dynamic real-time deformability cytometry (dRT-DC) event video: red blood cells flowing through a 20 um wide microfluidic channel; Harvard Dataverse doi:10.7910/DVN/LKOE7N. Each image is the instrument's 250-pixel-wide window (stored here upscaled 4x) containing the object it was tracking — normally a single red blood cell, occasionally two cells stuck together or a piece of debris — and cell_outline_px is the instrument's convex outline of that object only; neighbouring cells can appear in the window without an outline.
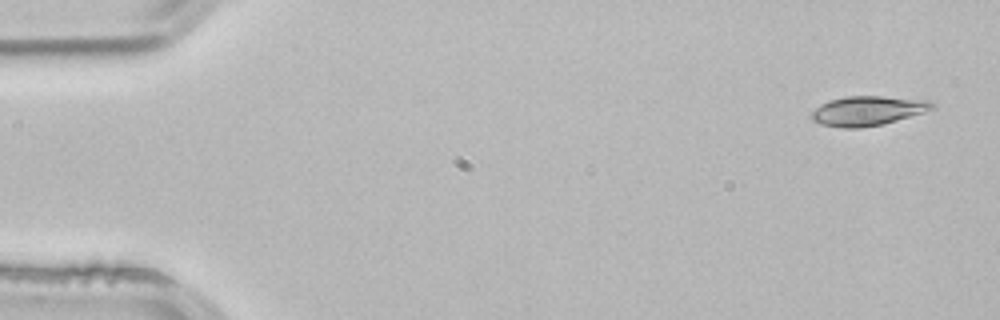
{"species": "common noctule bat (a hibernating species)", "species_latin": "Nyctalus noctula", "temperature_condition": "room temperature", "stored_images_in_passage": 3, "camera_frame_rate_fps": 3000, "um_per_image_px": 0.085, "animal": {"sex": "male", "body_mass_g": 21.5, "forearm_length_mm": 52.0}, "frame": {"image": 1, "passage_image": 1, "time_ms": 0.0, "image_size_px": [1000, 320], "cell_outline_px": [[936, 108], [924, 112], [884, 124], [860, 128], [844, 128], [820, 124], [812, 120], [812, 112], [820, 104], [828, 100], [848, 96], [884, 96], [932, 100], [936, 104]], "centroid_in_image_um": [73.8, 9.41], "position_along_channel_um": 11.2, "area_um2": 20.98}}
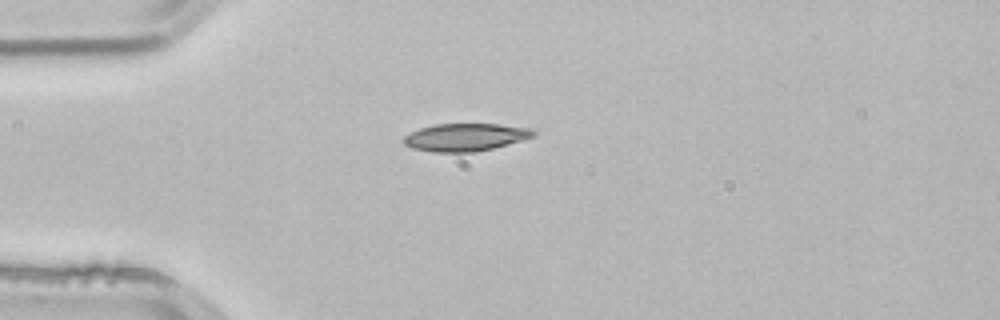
{"frame": {"image": 2, "passage_image": 3, "time_ms": 0.667, "image_size_px": [1000, 320], "cell_outline_px": [[536, 132], [532, 136], [520, 140], [492, 148], [476, 152], [432, 152], [412, 148], [404, 144], [404, 136], [420, 128], [436, 124], [496, 124], [528, 128]], "centroid_in_image_um": [39.5, 11.67], "position_along_channel_um": 45.5, "area_um2": 20.52}}